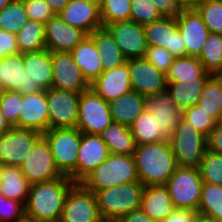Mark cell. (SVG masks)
Segmentation results:
<instances>
[{
  "mask_svg": "<svg viewBox=\"0 0 222 222\" xmlns=\"http://www.w3.org/2000/svg\"><path fill=\"white\" fill-rule=\"evenodd\" d=\"M85 1L97 3V4H99V5H100V2H101V0H85Z\"/></svg>",
  "mask_w": 222,
  "mask_h": 222,
  "instance_id": "obj_63",
  "label": "cell"
},
{
  "mask_svg": "<svg viewBox=\"0 0 222 222\" xmlns=\"http://www.w3.org/2000/svg\"><path fill=\"white\" fill-rule=\"evenodd\" d=\"M161 17V13L156 9L155 4L151 0L131 1L130 20L145 26Z\"/></svg>",
  "mask_w": 222,
  "mask_h": 222,
  "instance_id": "obj_44",
  "label": "cell"
},
{
  "mask_svg": "<svg viewBox=\"0 0 222 222\" xmlns=\"http://www.w3.org/2000/svg\"><path fill=\"white\" fill-rule=\"evenodd\" d=\"M198 170L203 182L222 186V154L207 150Z\"/></svg>",
  "mask_w": 222,
  "mask_h": 222,
  "instance_id": "obj_42",
  "label": "cell"
},
{
  "mask_svg": "<svg viewBox=\"0 0 222 222\" xmlns=\"http://www.w3.org/2000/svg\"><path fill=\"white\" fill-rule=\"evenodd\" d=\"M19 53L16 34L0 29V58Z\"/></svg>",
  "mask_w": 222,
  "mask_h": 222,
  "instance_id": "obj_49",
  "label": "cell"
},
{
  "mask_svg": "<svg viewBox=\"0 0 222 222\" xmlns=\"http://www.w3.org/2000/svg\"><path fill=\"white\" fill-rule=\"evenodd\" d=\"M208 78H197L191 82H167L172 101L183 111L197 105Z\"/></svg>",
  "mask_w": 222,
  "mask_h": 222,
  "instance_id": "obj_34",
  "label": "cell"
},
{
  "mask_svg": "<svg viewBox=\"0 0 222 222\" xmlns=\"http://www.w3.org/2000/svg\"><path fill=\"white\" fill-rule=\"evenodd\" d=\"M81 93L51 87L46 90L49 129L75 128Z\"/></svg>",
  "mask_w": 222,
  "mask_h": 222,
  "instance_id": "obj_9",
  "label": "cell"
},
{
  "mask_svg": "<svg viewBox=\"0 0 222 222\" xmlns=\"http://www.w3.org/2000/svg\"><path fill=\"white\" fill-rule=\"evenodd\" d=\"M109 155L110 151L100 135L82 133L77 157V183H80Z\"/></svg>",
  "mask_w": 222,
  "mask_h": 222,
  "instance_id": "obj_21",
  "label": "cell"
},
{
  "mask_svg": "<svg viewBox=\"0 0 222 222\" xmlns=\"http://www.w3.org/2000/svg\"><path fill=\"white\" fill-rule=\"evenodd\" d=\"M25 72L33 83L39 84L43 90L52 87L53 66L52 52L47 49L23 54Z\"/></svg>",
  "mask_w": 222,
  "mask_h": 222,
  "instance_id": "obj_24",
  "label": "cell"
},
{
  "mask_svg": "<svg viewBox=\"0 0 222 222\" xmlns=\"http://www.w3.org/2000/svg\"><path fill=\"white\" fill-rule=\"evenodd\" d=\"M133 158L139 182L144 187L166 185L178 167L169 140L136 145Z\"/></svg>",
  "mask_w": 222,
  "mask_h": 222,
  "instance_id": "obj_2",
  "label": "cell"
},
{
  "mask_svg": "<svg viewBox=\"0 0 222 222\" xmlns=\"http://www.w3.org/2000/svg\"><path fill=\"white\" fill-rule=\"evenodd\" d=\"M145 107L171 137L182 119L183 111L172 101L168 90L147 96Z\"/></svg>",
  "mask_w": 222,
  "mask_h": 222,
  "instance_id": "obj_23",
  "label": "cell"
},
{
  "mask_svg": "<svg viewBox=\"0 0 222 222\" xmlns=\"http://www.w3.org/2000/svg\"><path fill=\"white\" fill-rule=\"evenodd\" d=\"M109 103L91 89L81 92L77 129L84 134L99 135L111 123Z\"/></svg>",
  "mask_w": 222,
  "mask_h": 222,
  "instance_id": "obj_8",
  "label": "cell"
},
{
  "mask_svg": "<svg viewBox=\"0 0 222 222\" xmlns=\"http://www.w3.org/2000/svg\"><path fill=\"white\" fill-rule=\"evenodd\" d=\"M96 196L76 183L68 192L60 222H102Z\"/></svg>",
  "mask_w": 222,
  "mask_h": 222,
  "instance_id": "obj_12",
  "label": "cell"
},
{
  "mask_svg": "<svg viewBox=\"0 0 222 222\" xmlns=\"http://www.w3.org/2000/svg\"><path fill=\"white\" fill-rule=\"evenodd\" d=\"M195 10L210 33L222 35V0H204Z\"/></svg>",
  "mask_w": 222,
  "mask_h": 222,
  "instance_id": "obj_41",
  "label": "cell"
},
{
  "mask_svg": "<svg viewBox=\"0 0 222 222\" xmlns=\"http://www.w3.org/2000/svg\"><path fill=\"white\" fill-rule=\"evenodd\" d=\"M144 58L148 60L157 70H160L166 74L175 57L165 48L160 46H148Z\"/></svg>",
  "mask_w": 222,
  "mask_h": 222,
  "instance_id": "obj_48",
  "label": "cell"
},
{
  "mask_svg": "<svg viewBox=\"0 0 222 222\" xmlns=\"http://www.w3.org/2000/svg\"><path fill=\"white\" fill-rule=\"evenodd\" d=\"M130 182H139L133 155L110 154L80 184L95 194L97 191Z\"/></svg>",
  "mask_w": 222,
  "mask_h": 222,
  "instance_id": "obj_3",
  "label": "cell"
},
{
  "mask_svg": "<svg viewBox=\"0 0 222 222\" xmlns=\"http://www.w3.org/2000/svg\"><path fill=\"white\" fill-rule=\"evenodd\" d=\"M197 58L207 73L222 75V35L210 33Z\"/></svg>",
  "mask_w": 222,
  "mask_h": 222,
  "instance_id": "obj_37",
  "label": "cell"
},
{
  "mask_svg": "<svg viewBox=\"0 0 222 222\" xmlns=\"http://www.w3.org/2000/svg\"><path fill=\"white\" fill-rule=\"evenodd\" d=\"M197 105L217 122L222 115V75H211L203 88Z\"/></svg>",
  "mask_w": 222,
  "mask_h": 222,
  "instance_id": "obj_35",
  "label": "cell"
},
{
  "mask_svg": "<svg viewBox=\"0 0 222 222\" xmlns=\"http://www.w3.org/2000/svg\"><path fill=\"white\" fill-rule=\"evenodd\" d=\"M20 169L31 185L63 177L54 162L50 145L43 135L35 142Z\"/></svg>",
  "mask_w": 222,
  "mask_h": 222,
  "instance_id": "obj_10",
  "label": "cell"
},
{
  "mask_svg": "<svg viewBox=\"0 0 222 222\" xmlns=\"http://www.w3.org/2000/svg\"><path fill=\"white\" fill-rule=\"evenodd\" d=\"M24 218V204L0 194V222H18Z\"/></svg>",
  "mask_w": 222,
  "mask_h": 222,
  "instance_id": "obj_46",
  "label": "cell"
},
{
  "mask_svg": "<svg viewBox=\"0 0 222 222\" xmlns=\"http://www.w3.org/2000/svg\"><path fill=\"white\" fill-rule=\"evenodd\" d=\"M99 135L107 145L110 154L133 155L136 150V143L130 127L112 122Z\"/></svg>",
  "mask_w": 222,
  "mask_h": 222,
  "instance_id": "obj_31",
  "label": "cell"
},
{
  "mask_svg": "<svg viewBox=\"0 0 222 222\" xmlns=\"http://www.w3.org/2000/svg\"><path fill=\"white\" fill-rule=\"evenodd\" d=\"M198 213L222 221V186L203 182Z\"/></svg>",
  "mask_w": 222,
  "mask_h": 222,
  "instance_id": "obj_38",
  "label": "cell"
},
{
  "mask_svg": "<svg viewBox=\"0 0 222 222\" xmlns=\"http://www.w3.org/2000/svg\"><path fill=\"white\" fill-rule=\"evenodd\" d=\"M208 150L213 153L222 154V126L216 125L207 137Z\"/></svg>",
  "mask_w": 222,
  "mask_h": 222,
  "instance_id": "obj_51",
  "label": "cell"
},
{
  "mask_svg": "<svg viewBox=\"0 0 222 222\" xmlns=\"http://www.w3.org/2000/svg\"><path fill=\"white\" fill-rule=\"evenodd\" d=\"M31 184L23 175L20 167L4 165L0 181V194L6 198L15 199L24 205L30 191Z\"/></svg>",
  "mask_w": 222,
  "mask_h": 222,
  "instance_id": "obj_32",
  "label": "cell"
},
{
  "mask_svg": "<svg viewBox=\"0 0 222 222\" xmlns=\"http://www.w3.org/2000/svg\"><path fill=\"white\" fill-rule=\"evenodd\" d=\"M179 167L198 168L208 150L207 137L183 118L169 139Z\"/></svg>",
  "mask_w": 222,
  "mask_h": 222,
  "instance_id": "obj_6",
  "label": "cell"
},
{
  "mask_svg": "<svg viewBox=\"0 0 222 222\" xmlns=\"http://www.w3.org/2000/svg\"><path fill=\"white\" fill-rule=\"evenodd\" d=\"M204 0H174L179 10H193Z\"/></svg>",
  "mask_w": 222,
  "mask_h": 222,
  "instance_id": "obj_54",
  "label": "cell"
},
{
  "mask_svg": "<svg viewBox=\"0 0 222 222\" xmlns=\"http://www.w3.org/2000/svg\"><path fill=\"white\" fill-rule=\"evenodd\" d=\"M182 118L208 137L218 122L198 105L183 110Z\"/></svg>",
  "mask_w": 222,
  "mask_h": 222,
  "instance_id": "obj_43",
  "label": "cell"
},
{
  "mask_svg": "<svg viewBox=\"0 0 222 222\" xmlns=\"http://www.w3.org/2000/svg\"><path fill=\"white\" fill-rule=\"evenodd\" d=\"M162 16H176L180 10L174 0H151Z\"/></svg>",
  "mask_w": 222,
  "mask_h": 222,
  "instance_id": "obj_52",
  "label": "cell"
},
{
  "mask_svg": "<svg viewBox=\"0 0 222 222\" xmlns=\"http://www.w3.org/2000/svg\"><path fill=\"white\" fill-rule=\"evenodd\" d=\"M88 36L94 41L97 52L101 57L103 71L114 69L127 62V58L105 27L96 29Z\"/></svg>",
  "mask_w": 222,
  "mask_h": 222,
  "instance_id": "obj_28",
  "label": "cell"
},
{
  "mask_svg": "<svg viewBox=\"0 0 222 222\" xmlns=\"http://www.w3.org/2000/svg\"><path fill=\"white\" fill-rule=\"evenodd\" d=\"M24 79L25 67L22 53L1 58L0 80L4 91H16L24 95Z\"/></svg>",
  "mask_w": 222,
  "mask_h": 222,
  "instance_id": "obj_30",
  "label": "cell"
},
{
  "mask_svg": "<svg viewBox=\"0 0 222 222\" xmlns=\"http://www.w3.org/2000/svg\"><path fill=\"white\" fill-rule=\"evenodd\" d=\"M58 16L68 25L76 27L90 35L96 29L102 28L100 5L85 0H71Z\"/></svg>",
  "mask_w": 222,
  "mask_h": 222,
  "instance_id": "obj_19",
  "label": "cell"
},
{
  "mask_svg": "<svg viewBox=\"0 0 222 222\" xmlns=\"http://www.w3.org/2000/svg\"><path fill=\"white\" fill-rule=\"evenodd\" d=\"M18 128L34 130L42 135L49 129L46 90L22 95Z\"/></svg>",
  "mask_w": 222,
  "mask_h": 222,
  "instance_id": "obj_17",
  "label": "cell"
},
{
  "mask_svg": "<svg viewBox=\"0 0 222 222\" xmlns=\"http://www.w3.org/2000/svg\"><path fill=\"white\" fill-rule=\"evenodd\" d=\"M16 0H0V11L7 5L15 2Z\"/></svg>",
  "mask_w": 222,
  "mask_h": 222,
  "instance_id": "obj_59",
  "label": "cell"
},
{
  "mask_svg": "<svg viewBox=\"0 0 222 222\" xmlns=\"http://www.w3.org/2000/svg\"><path fill=\"white\" fill-rule=\"evenodd\" d=\"M140 208L157 222L164 220L175 209L165 185L145 186Z\"/></svg>",
  "mask_w": 222,
  "mask_h": 222,
  "instance_id": "obj_26",
  "label": "cell"
},
{
  "mask_svg": "<svg viewBox=\"0 0 222 222\" xmlns=\"http://www.w3.org/2000/svg\"><path fill=\"white\" fill-rule=\"evenodd\" d=\"M201 61L197 57L174 58L172 65L166 73L167 82H191L197 78H209Z\"/></svg>",
  "mask_w": 222,
  "mask_h": 222,
  "instance_id": "obj_33",
  "label": "cell"
},
{
  "mask_svg": "<svg viewBox=\"0 0 222 222\" xmlns=\"http://www.w3.org/2000/svg\"><path fill=\"white\" fill-rule=\"evenodd\" d=\"M51 9L57 14L60 12L71 0H45Z\"/></svg>",
  "mask_w": 222,
  "mask_h": 222,
  "instance_id": "obj_56",
  "label": "cell"
},
{
  "mask_svg": "<svg viewBox=\"0 0 222 222\" xmlns=\"http://www.w3.org/2000/svg\"><path fill=\"white\" fill-rule=\"evenodd\" d=\"M144 186L130 182L95 193L102 220H119L130 211L140 209Z\"/></svg>",
  "mask_w": 222,
  "mask_h": 222,
  "instance_id": "obj_4",
  "label": "cell"
},
{
  "mask_svg": "<svg viewBox=\"0 0 222 222\" xmlns=\"http://www.w3.org/2000/svg\"><path fill=\"white\" fill-rule=\"evenodd\" d=\"M29 20L48 22L55 12L45 0H21Z\"/></svg>",
  "mask_w": 222,
  "mask_h": 222,
  "instance_id": "obj_47",
  "label": "cell"
},
{
  "mask_svg": "<svg viewBox=\"0 0 222 222\" xmlns=\"http://www.w3.org/2000/svg\"><path fill=\"white\" fill-rule=\"evenodd\" d=\"M28 21L25 7L21 0L5 6L0 11V29L16 34Z\"/></svg>",
  "mask_w": 222,
  "mask_h": 222,
  "instance_id": "obj_39",
  "label": "cell"
},
{
  "mask_svg": "<svg viewBox=\"0 0 222 222\" xmlns=\"http://www.w3.org/2000/svg\"><path fill=\"white\" fill-rule=\"evenodd\" d=\"M218 125L222 126V115H221L220 120L218 121Z\"/></svg>",
  "mask_w": 222,
  "mask_h": 222,
  "instance_id": "obj_65",
  "label": "cell"
},
{
  "mask_svg": "<svg viewBox=\"0 0 222 222\" xmlns=\"http://www.w3.org/2000/svg\"><path fill=\"white\" fill-rule=\"evenodd\" d=\"M82 133L75 128L48 129L43 136L50 145L54 162L63 176L77 183V157Z\"/></svg>",
  "mask_w": 222,
  "mask_h": 222,
  "instance_id": "obj_5",
  "label": "cell"
},
{
  "mask_svg": "<svg viewBox=\"0 0 222 222\" xmlns=\"http://www.w3.org/2000/svg\"><path fill=\"white\" fill-rule=\"evenodd\" d=\"M52 66V87L76 93L90 89V84L84 78L70 52H52Z\"/></svg>",
  "mask_w": 222,
  "mask_h": 222,
  "instance_id": "obj_15",
  "label": "cell"
},
{
  "mask_svg": "<svg viewBox=\"0 0 222 222\" xmlns=\"http://www.w3.org/2000/svg\"><path fill=\"white\" fill-rule=\"evenodd\" d=\"M0 66H1V58H0ZM4 92H5V91H4V88H3L2 83H1V80H0V98H1V96H2V94H3Z\"/></svg>",
  "mask_w": 222,
  "mask_h": 222,
  "instance_id": "obj_60",
  "label": "cell"
},
{
  "mask_svg": "<svg viewBox=\"0 0 222 222\" xmlns=\"http://www.w3.org/2000/svg\"><path fill=\"white\" fill-rule=\"evenodd\" d=\"M121 52L128 59L144 58L148 48L144 25L132 20L106 25Z\"/></svg>",
  "mask_w": 222,
  "mask_h": 222,
  "instance_id": "obj_14",
  "label": "cell"
},
{
  "mask_svg": "<svg viewBox=\"0 0 222 222\" xmlns=\"http://www.w3.org/2000/svg\"><path fill=\"white\" fill-rule=\"evenodd\" d=\"M90 89L107 102L132 91L128 63L126 62L114 69L103 71L101 75L90 84Z\"/></svg>",
  "mask_w": 222,
  "mask_h": 222,
  "instance_id": "obj_22",
  "label": "cell"
},
{
  "mask_svg": "<svg viewBox=\"0 0 222 222\" xmlns=\"http://www.w3.org/2000/svg\"><path fill=\"white\" fill-rule=\"evenodd\" d=\"M43 89L37 83H33L28 74L25 72V79H24V95L26 94H33L42 91Z\"/></svg>",
  "mask_w": 222,
  "mask_h": 222,
  "instance_id": "obj_55",
  "label": "cell"
},
{
  "mask_svg": "<svg viewBox=\"0 0 222 222\" xmlns=\"http://www.w3.org/2000/svg\"><path fill=\"white\" fill-rule=\"evenodd\" d=\"M70 53L89 84L103 72L101 57L94 41L88 35Z\"/></svg>",
  "mask_w": 222,
  "mask_h": 222,
  "instance_id": "obj_27",
  "label": "cell"
},
{
  "mask_svg": "<svg viewBox=\"0 0 222 222\" xmlns=\"http://www.w3.org/2000/svg\"><path fill=\"white\" fill-rule=\"evenodd\" d=\"M22 95L16 91H5L0 98V111L11 127L18 128Z\"/></svg>",
  "mask_w": 222,
  "mask_h": 222,
  "instance_id": "obj_45",
  "label": "cell"
},
{
  "mask_svg": "<svg viewBox=\"0 0 222 222\" xmlns=\"http://www.w3.org/2000/svg\"><path fill=\"white\" fill-rule=\"evenodd\" d=\"M102 222H118V220H103Z\"/></svg>",
  "mask_w": 222,
  "mask_h": 222,
  "instance_id": "obj_64",
  "label": "cell"
},
{
  "mask_svg": "<svg viewBox=\"0 0 222 222\" xmlns=\"http://www.w3.org/2000/svg\"><path fill=\"white\" fill-rule=\"evenodd\" d=\"M198 212L175 208L169 216L161 222H195Z\"/></svg>",
  "mask_w": 222,
  "mask_h": 222,
  "instance_id": "obj_50",
  "label": "cell"
},
{
  "mask_svg": "<svg viewBox=\"0 0 222 222\" xmlns=\"http://www.w3.org/2000/svg\"><path fill=\"white\" fill-rule=\"evenodd\" d=\"M195 222H222V221H219L216 218L198 213Z\"/></svg>",
  "mask_w": 222,
  "mask_h": 222,
  "instance_id": "obj_58",
  "label": "cell"
},
{
  "mask_svg": "<svg viewBox=\"0 0 222 222\" xmlns=\"http://www.w3.org/2000/svg\"><path fill=\"white\" fill-rule=\"evenodd\" d=\"M76 183L67 176L35 183L25 203V217L37 222H60L69 190Z\"/></svg>",
  "mask_w": 222,
  "mask_h": 222,
  "instance_id": "obj_1",
  "label": "cell"
},
{
  "mask_svg": "<svg viewBox=\"0 0 222 222\" xmlns=\"http://www.w3.org/2000/svg\"><path fill=\"white\" fill-rule=\"evenodd\" d=\"M108 103L112 121L130 127L134 120L146 109V96L130 91Z\"/></svg>",
  "mask_w": 222,
  "mask_h": 222,
  "instance_id": "obj_25",
  "label": "cell"
},
{
  "mask_svg": "<svg viewBox=\"0 0 222 222\" xmlns=\"http://www.w3.org/2000/svg\"><path fill=\"white\" fill-rule=\"evenodd\" d=\"M178 30L186 47V56L198 57L210 34L202 17L193 10H180L176 15Z\"/></svg>",
  "mask_w": 222,
  "mask_h": 222,
  "instance_id": "obj_18",
  "label": "cell"
},
{
  "mask_svg": "<svg viewBox=\"0 0 222 222\" xmlns=\"http://www.w3.org/2000/svg\"><path fill=\"white\" fill-rule=\"evenodd\" d=\"M148 46H160L175 58L186 57V47L178 30L176 16H162L144 26Z\"/></svg>",
  "mask_w": 222,
  "mask_h": 222,
  "instance_id": "obj_13",
  "label": "cell"
},
{
  "mask_svg": "<svg viewBox=\"0 0 222 222\" xmlns=\"http://www.w3.org/2000/svg\"><path fill=\"white\" fill-rule=\"evenodd\" d=\"M87 34L65 23L55 14L45 23L46 49L50 52H71Z\"/></svg>",
  "mask_w": 222,
  "mask_h": 222,
  "instance_id": "obj_20",
  "label": "cell"
},
{
  "mask_svg": "<svg viewBox=\"0 0 222 222\" xmlns=\"http://www.w3.org/2000/svg\"><path fill=\"white\" fill-rule=\"evenodd\" d=\"M41 136L34 130L12 127L0 136V162L20 167Z\"/></svg>",
  "mask_w": 222,
  "mask_h": 222,
  "instance_id": "obj_11",
  "label": "cell"
},
{
  "mask_svg": "<svg viewBox=\"0 0 222 222\" xmlns=\"http://www.w3.org/2000/svg\"><path fill=\"white\" fill-rule=\"evenodd\" d=\"M132 0H101L100 17L103 27L106 25L130 20Z\"/></svg>",
  "mask_w": 222,
  "mask_h": 222,
  "instance_id": "obj_40",
  "label": "cell"
},
{
  "mask_svg": "<svg viewBox=\"0 0 222 222\" xmlns=\"http://www.w3.org/2000/svg\"><path fill=\"white\" fill-rule=\"evenodd\" d=\"M118 222H157L151 219L141 208L123 215Z\"/></svg>",
  "mask_w": 222,
  "mask_h": 222,
  "instance_id": "obj_53",
  "label": "cell"
},
{
  "mask_svg": "<svg viewBox=\"0 0 222 222\" xmlns=\"http://www.w3.org/2000/svg\"><path fill=\"white\" fill-rule=\"evenodd\" d=\"M127 63L132 91L147 97L167 90L166 74L157 70L148 60L132 58Z\"/></svg>",
  "mask_w": 222,
  "mask_h": 222,
  "instance_id": "obj_16",
  "label": "cell"
},
{
  "mask_svg": "<svg viewBox=\"0 0 222 222\" xmlns=\"http://www.w3.org/2000/svg\"><path fill=\"white\" fill-rule=\"evenodd\" d=\"M202 184L198 168L178 166L165 186L174 208L198 212Z\"/></svg>",
  "mask_w": 222,
  "mask_h": 222,
  "instance_id": "obj_7",
  "label": "cell"
},
{
  "mask_svg": "<svg viewBox=\"0 0 222 222\" xmlns=\"http://www.w3.org/2000/svg\"><path fill=\"white\" fill-rule=\"evenodd\" d=\"M3 170H4V164L0 162V181L2 179Z\"/></svg>",
  "mask_w": 222,
  "mask_h": 222,
  "instance_id": "obj_61",
  "label": "cell"
},
{
  "mask_svg": "<svg viewBox=\"0 0 222 222\" xmlns=\"http://www.w3.org/2000/svg\"><path fill=\"white\" fill-rule=\"evenodd\" d=\"M12 127L8 124V122L5 120V117L2 115L0 111V136L3 133H7Z\"/></svg>",
  "mask_w": 222,
  "mask_h": 222,
  "instance_id": "obj_57",
  "label": "cell"
},
{
  "mask_svg": "<svg viewBox=\"0 0 222 222\" xmlns=\"http://www.w3.org/2000/svg\"><path fill=\"white\" fill-rule=\"evenodd\" d=\"M16 41L19 52L22 54L46 49L45 24L28 19L16 33Z\"/></svg>",
  "mask_w": 222,
  "mask_h": 222,
  "instance_id": "obj_36",
  "label": "cell"
},
{
  "mask_svg": "<svg viewBox=\"0 0 222 222\" xmlns=\"http://www.w3.org/2000/svg\"><path fill=\"white\" fill-rule=\"evenodd\" d=\"M18 222H37V221L31 220L25 217L23 220L18 221Z\"/></svg>",
  "mask_w": 222,
  "mask_h": 222,
  "instance_id": "obj_62",
  "label": "cell"
},
{
  "mask_svg": "<svg viewBox=\"0 0 222 222\" xmlns=\"http://www.w3.org/2000/svg\"><path fill=\"white\" fill-rule=\"evenodd\" d=\"M130 130L136 145L158 143L170 139L156 118H153L152 113L146 109L134 120Z\"/></svg>",
  "mask_w": 222,
  "mask_h": 222,
  "instance_id": "obj_29",
  "label": "cell"
}]
</instances>
